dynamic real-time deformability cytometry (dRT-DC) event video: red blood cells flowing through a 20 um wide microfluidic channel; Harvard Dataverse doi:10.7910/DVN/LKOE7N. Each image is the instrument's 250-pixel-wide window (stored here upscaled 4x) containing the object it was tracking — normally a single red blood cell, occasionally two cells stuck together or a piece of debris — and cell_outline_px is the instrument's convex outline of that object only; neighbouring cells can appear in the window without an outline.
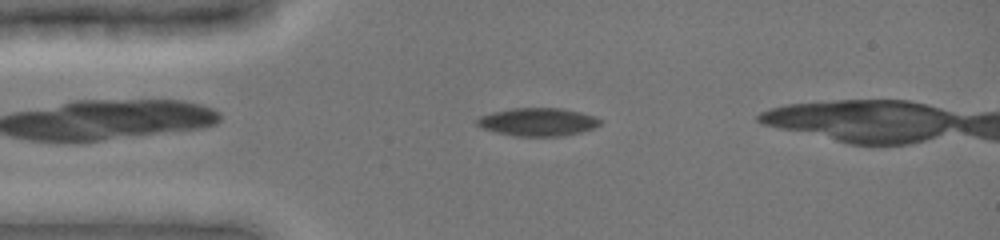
{"species": "common noctule bat (a hibernating species)", "species_latin": "Nyctalus noctula", "temperature_condition": "cold", "stored_images_in_passage": 45, "camera_frame_rate_fps": 3000, "um_per_image_px": 0.085, "animal": {"sex": "female", "body_mass_g": 19.0, "forearm_length_mm": 51.5}, "frame": {"image": 1, "passage_image": 11, "time_ms": 3.333, "image_size_px": [1000, 240], "cell_outline_px": [[604, 120], [600, 124], [592, 128], [580, 132], [564, 136], [512, 136], [480, 128], [476, 124], [476, 120], [480, 116], [492, 112], [512, 108], [564, 108], [596, 116]], "centroid_in_image_um": [45.71, 10.36], "position_along_channel_um": 39.3, "area_um2": 20.35}}
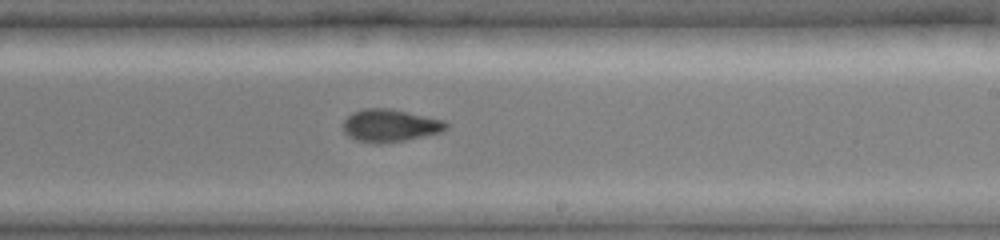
{"frame": {"image": 2, "passage_image": 29, "time_ms": 9.333, "image_size_px": [1000, 240], "cell_outline_px": [[448, 128], [444, 132], [404, 140], [380, 144], [376, 144], [356, 140], [348, 136], [344, 132], [344, 120], [352, 112], [364, 108], [388, 108], [444, 120], [448, 124]], "centroid_in_image_um": [33.16, 10.68], "position_along_channel_um": 255.8, "area_um2": 19.59}}
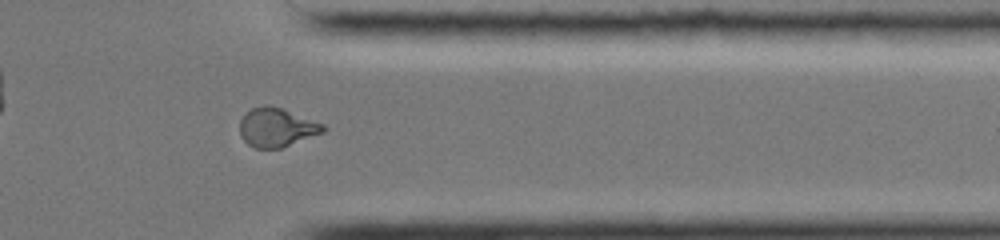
{"frame": {"image": 3, "passage_image": 39, "time_ms": 12.667, "image_size_px": [1000, 240], "cell_outline_px": [[328, 128], [324, 132], [280, 148], [256, 148], [248, 144], [240, 136], [240, 120], [252, 108], [264, 104], [268, 104], [280, 108], [324, 124]], "centroid_in_image_um": [23.51, 10.83], "position_along_channel_um": 387.9, "area_um2": 18.67}}